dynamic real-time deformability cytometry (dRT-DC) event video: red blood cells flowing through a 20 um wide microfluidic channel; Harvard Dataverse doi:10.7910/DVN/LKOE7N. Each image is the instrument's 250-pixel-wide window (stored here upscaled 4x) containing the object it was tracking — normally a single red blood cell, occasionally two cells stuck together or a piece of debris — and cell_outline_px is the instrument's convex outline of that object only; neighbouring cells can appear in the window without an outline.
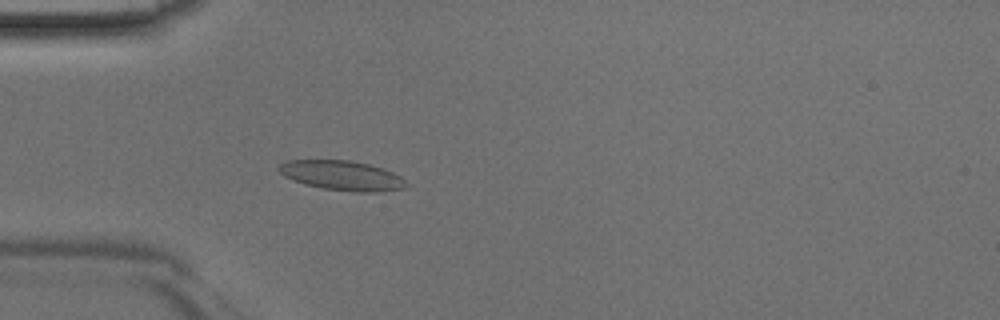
{"species": "Egyptian fruit bat (a non-hibernating species)", "species_latin": "Rousettus aegyptiacus", "temperature_condition": "room temperature", "stored_images_in_passage": 46, "camera_frame_rate_fps": 3000, "um_per_image_px": 0.085, "animal": {"sex": "male"}, "frame": {"image": 1, "passage_image": 14, "time_ms": 4.333, "image_size_px": [1000, 320], "cell_outline_px": [[408, 184], [404, 188], [376, 192], [356, 192], [324, 188], [304, 184], [292, 180], [284, 176], [276, 168], [284, 160], [348, 160], [368, 164], [392, 172], [400, 176]], "centroid_in_image_um": [29.02, 14.91], "position_along_channel_um": 56.0, "area_um2": 21.91}}
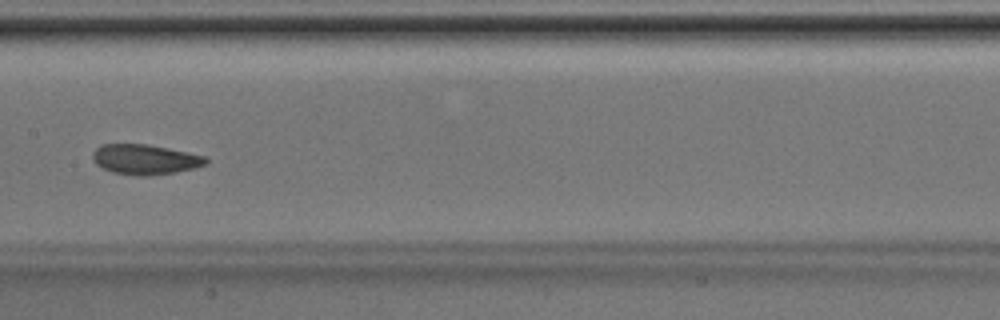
{"frame": {"image": 2, "passage_image": 24, "time_ms": 7.667, "image_size_px": [1000, 320], "cell_outline_px": [[208, 164], [192, 168], [172, 172], [148, 176], [140, 176], [112, 172], [96, 164], [92, 160], [92, 152], [100, 144], [144, 144], [168, 148], [188, 152], [204, 156], [208, 160]], "centroid_in_image_um": [12.29, 13.54], "position_along_channel_um": 195.1, "area_um2": 19.71}}
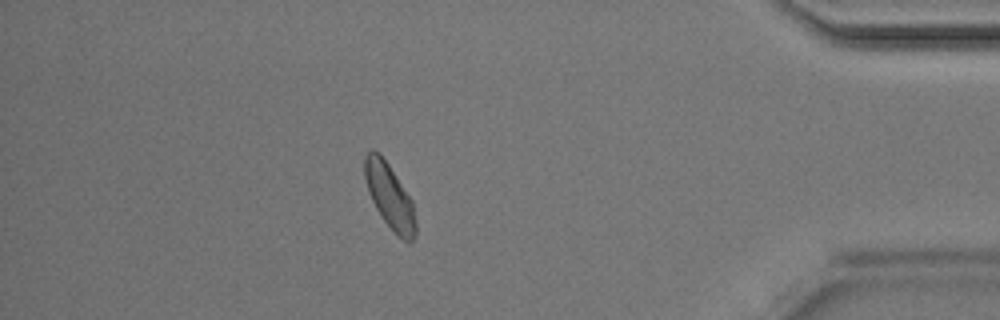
{"frame": {"image": 3, "passage_image": 41, "time_ms": 13.333, "image_size_px": [1000, 320], "cell_outline_px": [[416, 236], [408, 244], [384, 220], [376, 208], [368, 192], [364, 176], [364, 156], [372, 148], [380, 152], [412, 200], [416, 220]], "centroid_in_image_um": [33.11, 16.65], "position_along_channel_um": 402.1, "area_um2": 19.13}}